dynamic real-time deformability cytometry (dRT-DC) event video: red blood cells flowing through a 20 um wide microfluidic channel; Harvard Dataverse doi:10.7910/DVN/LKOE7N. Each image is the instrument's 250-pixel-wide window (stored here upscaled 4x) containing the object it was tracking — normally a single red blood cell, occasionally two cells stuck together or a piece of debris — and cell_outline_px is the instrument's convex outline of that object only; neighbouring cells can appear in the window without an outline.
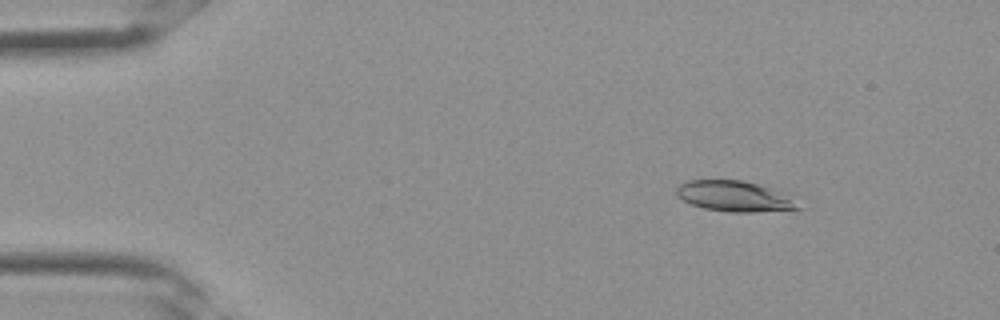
{"species": "Egyptian fruit bat (a non-hibernating species)", "species_latin": "Rousettus aegyptiacus", "temperature_condition": "room temperature", "stored_images_in_passage": 34, "camera_frame_rate_fps": 3000, "um_per_image_px": 0.085, "frame": {"image": 1, "passage_image": 5, "time_ms": 1.333, "image_size_px": [1000, 320], "cell_outline_px": [[804, 208], [752, 212], [728, 212], [704, 208], [692, 204], [676, 196], [676, 188], [680, 184], [688, 180], [740, 180], [788, 192]], "centroid_in_image_um": [62.49, 16.68], "position_along_channel_um": 22.5, "area_um2": 21.91}}
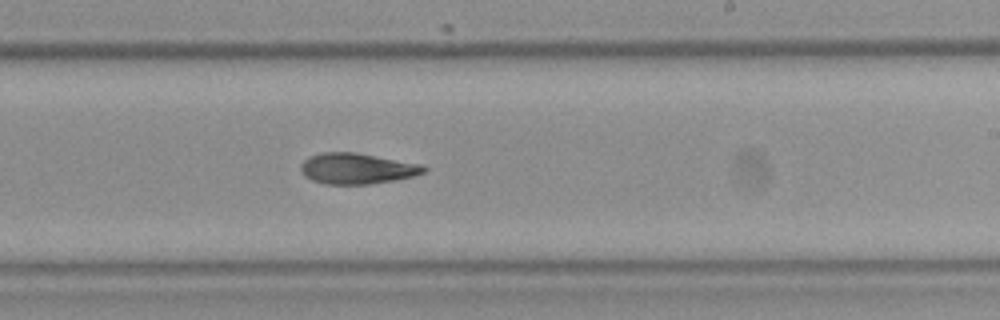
{"frame": {"image": 2, "passage_image": 21, "time_ms": 6.667, "image_size_px": [1000, 320], "cell_outline_px": [[428, 168], [424, 172], [412, 176], [392, 180], [368, 184], [324, 184], [312, 180], [304, 176], [300, 172], [300, 164], [308, 156], [324, 152], [356, 152], [420, 164]], "centroid_in_image_um": [30.27, 14.32], "position_along_channel_um": 258.7, "area_um2": 22.02}}
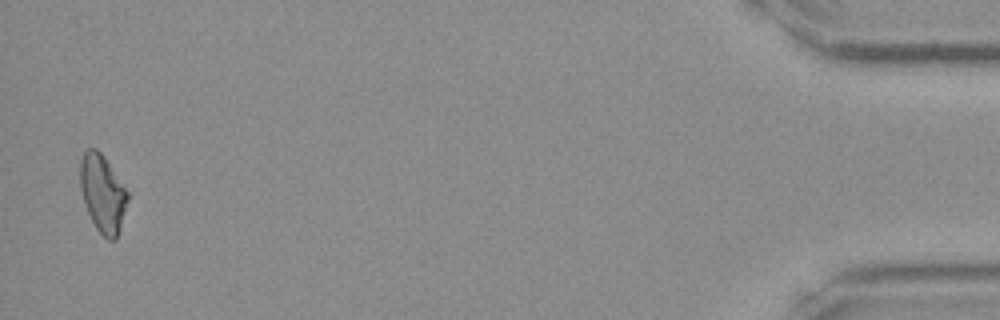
{"frame": {"image": 3, "passage_image": 34, "time_ms": 11.0, "image_size_px": [1000, 320], "cell_outline_px": [[128, 200], [120, 228], [116, 240], [108, 240], [96, 228], [88, 212], [80, 188], [80, 160], [84, 152], [88, 148], [96, 148], [104, 156], [128, 192]], "centroid_in_image_um": [8.72, 16.43], "position_along_channel_um": 426.5, "area_um2": 21.21}}